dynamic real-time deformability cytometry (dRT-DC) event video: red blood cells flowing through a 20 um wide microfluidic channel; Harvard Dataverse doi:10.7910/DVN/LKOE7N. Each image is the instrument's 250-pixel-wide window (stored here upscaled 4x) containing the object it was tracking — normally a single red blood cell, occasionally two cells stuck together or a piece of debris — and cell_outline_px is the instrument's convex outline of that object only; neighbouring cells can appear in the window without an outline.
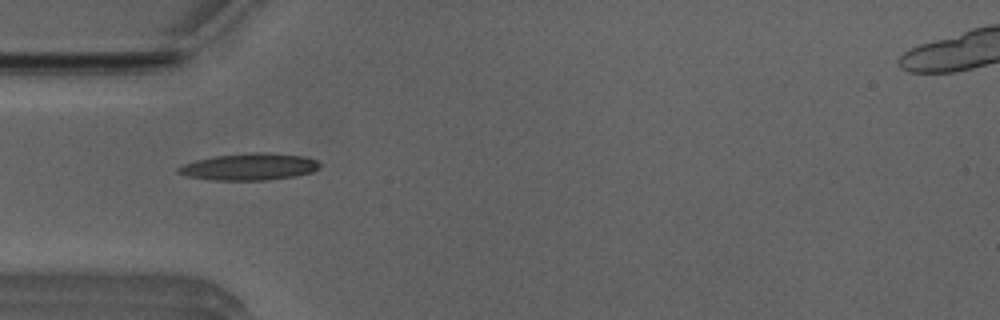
{"species": "Egyptian fruit bat (a non-hibernating species)", "species_latin": "Rousettus aegyptiacus", "temperature_condition": "room temperature", "stored_images_in_passage": 27, "camera_frame_rate_fps": 3000, "um_per_image_px": 0.085, "animal": {"sex": "male"}, "frame": {"image": 1, "passage_image": 1, "time_ms": 0.0, "image_size_px": [1000, 320], "cell_outline_px": [[320, 168], [312, 172], [296, 176], [264, 180], [216, 180], [188, 176], [176, 172], [176, 168], [184, 164], [196, 160], [216, 156], [252, 152], [272, 152], [304, 156], [316, 160], [320, 164]], "centroid_in_image_um": [21.23, 14.16], "position_along_channel_um": 63.8, "area_um2": 22.14}}
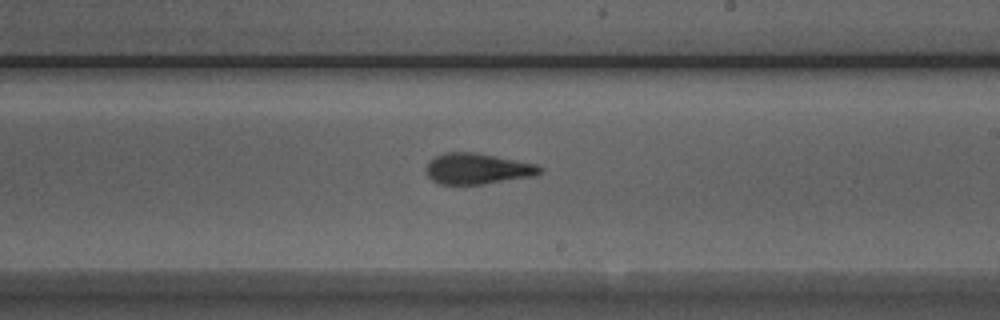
{"frame": {"image": 2, "passage_image": 15, "time_ms": 4.667, "image_size_px": [1000, 320], "cell_outline_px": [[544, 172], [532, 176], [484, 184], [440, 184], [432, 180], [424, 172], [424, 168], [436, 156], [444, 152], [476, 152], [536, 164], [544, 168]], "centroid_in_image_um": [40.58, 14.34], "position_along_channel_um": 248.4, "area_um2": 20.52}}
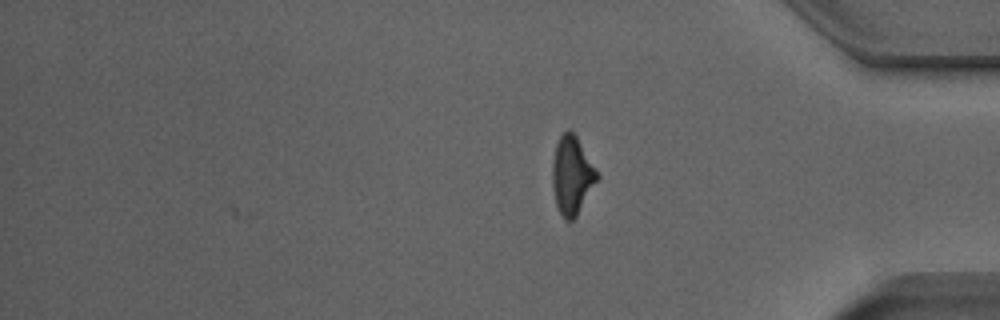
{"frame": {"image": 3, "passage_image": 27, "time_ms": 8.667, "image_size_px": [1000, 320], "cell_outline_px": [[600, 176], [576, 216], [572, 220], [564, 220], [556, 204], [552, 184], [552, 164], [556, 144], [560, 136], [568, 128], [576, 136]], "centroid_in_image_um": [48.6, 14.9], "position_along_channel_um": 386.6, "area_um2": 20.06}, "authors_computed_cell_mechanics": {"area_um2": 20.4034, "velocity_mm_per_s": 3.9596, "shape_relaxation_time_tau1_ms": 4.059, "shape_relaxation_time_tau2_ms": 1.5527, "deformation_change_tau1": 0.1941, "deformation_change_tau2": 0.0974}}